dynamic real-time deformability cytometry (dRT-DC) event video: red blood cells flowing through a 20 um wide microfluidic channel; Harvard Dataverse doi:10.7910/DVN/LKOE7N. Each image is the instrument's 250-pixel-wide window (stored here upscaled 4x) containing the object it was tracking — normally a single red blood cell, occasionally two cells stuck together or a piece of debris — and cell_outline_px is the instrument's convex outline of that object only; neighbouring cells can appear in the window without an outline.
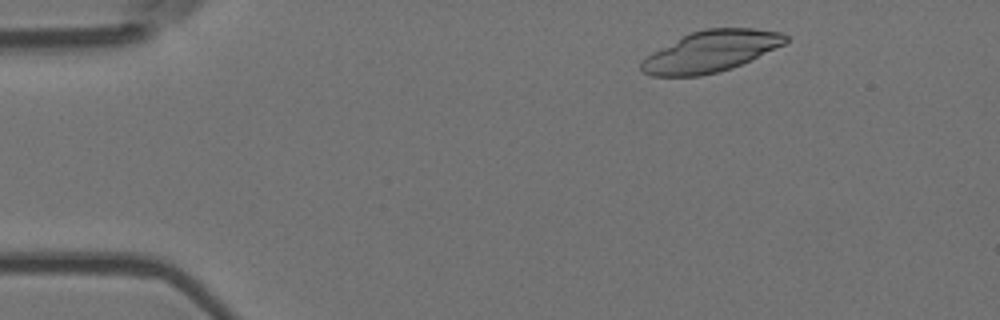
{"species": "Egyptian fruit bat (a non-hibernating species)", "species_latin": "Rousettus aegyptiacus", "temperature_condition": "room temperature", "stored_images_in_passage": 3, "camera_frame_rate_fps": 3000, "um_per_image_px": 0.085, "animal": {"sex": "female"}, "frame": {"image": 1, "passage_image": 1, "time_ms": 0.0, "image_size_px": [1000, 320], "cell_outline_px": [[788, 40], [784, 44], [732, 68], [700, 76], [652, 76], [640, 72], [640, 60], [644, 56], [692, 32], [708, 28], [752, 28], [780, 32], [788, 36]], "centroid_in_image_um": [60.37, 4.38], "position_along_channel_um": 24.6, "area_um2": 34.33}}